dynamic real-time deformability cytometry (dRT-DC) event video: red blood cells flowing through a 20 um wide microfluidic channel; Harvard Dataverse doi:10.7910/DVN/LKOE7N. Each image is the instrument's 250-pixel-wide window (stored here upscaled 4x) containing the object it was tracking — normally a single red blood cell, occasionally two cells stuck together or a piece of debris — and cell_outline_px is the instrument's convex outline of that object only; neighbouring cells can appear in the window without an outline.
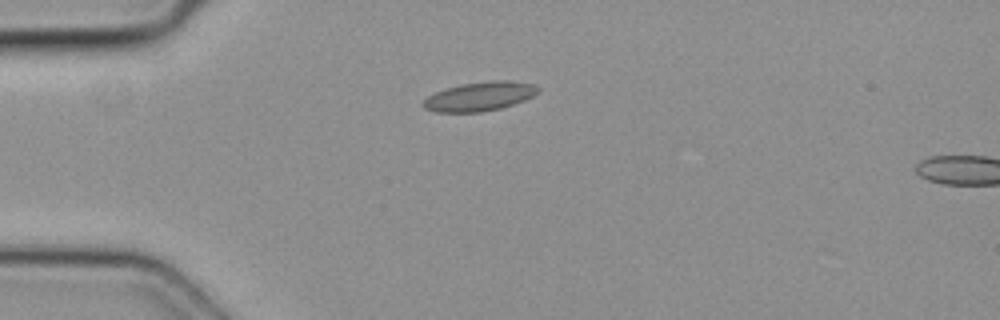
{"species": "common noctule bat (a hibernating species)", "species_latin": "Nyctalus noctula", "temperature_condition": "cold", "stored_images_in_passage": 4, "camera_frame_rate_fps": 3000, "um_per_image_px": 0.085, "animal": {"sex": "female", "body_mass_g": 19.3, "forearm_length_mm": 54.1}, "frame": {"image": 1, "passage_image": 3, "time_ms": 0.667, "image_size_px": [1000, 320], "cell_outline_px": [[540, 88], [532, 96], [524, 100], [500, 108], [480, 112], [436, 112], [424, 108], [420, 104], [428, 96], [444, 88], [460, 84], [488, 80], [512, 80], [536, 84]], "centroid_in_image_um": [40.75, 8.17], "position_along_channel_um": 44.2, "area_um2": 19.59}}